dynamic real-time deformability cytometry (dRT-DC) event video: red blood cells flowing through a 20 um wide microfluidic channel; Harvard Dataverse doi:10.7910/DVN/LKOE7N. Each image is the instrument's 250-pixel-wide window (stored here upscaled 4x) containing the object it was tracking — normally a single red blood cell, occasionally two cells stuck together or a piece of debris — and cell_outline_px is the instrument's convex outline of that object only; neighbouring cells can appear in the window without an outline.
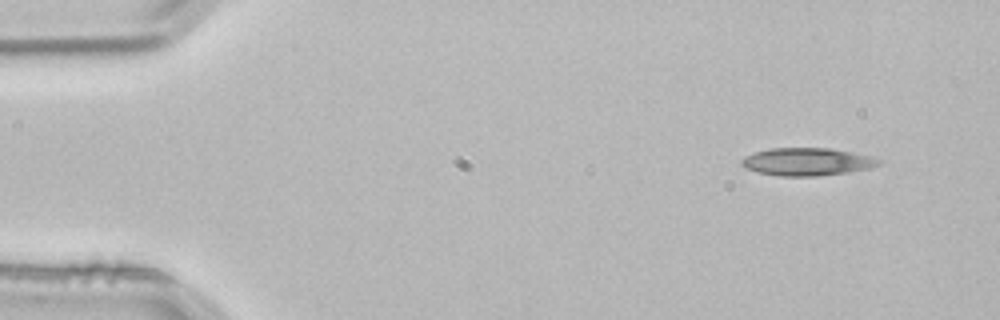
{"species": "common noctule bat (a hibernating species)", "species_latin": "Nyctalus noctula", "temperature_condition": "room temperature", "stored_images_in_passage": 3, "camera_frame_rate_fps": 3000, "um_per_image_px": 0.085, "animal": {"sex": "male", "body_mass_g": 21.5, "forearm_length_mm": 52.0}, "frame": {"image": 1, "passage_image": 1, "time_ms": 0.0, "image_size_px": [1000, 320], "cell_outline_px": [[884, 164], [872, 168], [848, 172], [820, 176], [780, 176], [760, 172], [744, 168], [740, 164], [740, 160], [744, 156], [768, 148], [828, 148], [852, 152], [884, 160]], "centroid_in_image_um": [68.63, 13.75], "position_along_channel_um": 16.4, "area_um2": 22.37}}
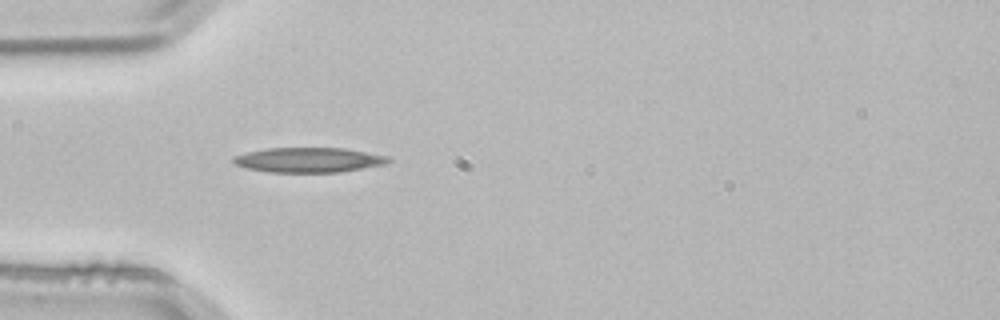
{"frame": {"image": 2, "passage_image": 3, "time_ms": 0.667, "image_size_px": [1000, 320], "cell_outline_px": [[392, 160], [388, 164], [340, 172], [268, 172], [248, 168], [232, 164], [232, 156], [264, 148], [344, 148], [388, 156]], "centroid_in_image_um": [26.24, 13.59], "position_along_channel_um": 58.8, "area_um2": 22.6}}